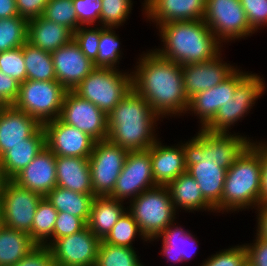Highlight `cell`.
Returning <instances> with one entry per match:
<instances>
[{
    "label": "cell",
    "instance_id": "681fc988",
    "mask_svg": "<svg viewBox=\"0 0 267 266\" xmlns=\"http://www.w3.org/2000/svg\"><path fill=\"white\" fill-rule=\"evenodd\" d=\"M49 0H16L18 15L26 20L38 18L43 15Z\"/></svg>",
    "mask_w": 267,
    "mask_h": 266
},
{
    "label": "cell",
    "instance_id": "6da1fadb",
    "mask_svg": "<svg viewBox=\"0 0 267 266\" xmlns=\"http://www.w3.org/2000/svg\"><path fill=\"white\" fill-rule=\"evenodd\" d=\"M238 134L200 129L183 143L187 172L214 208L221 202L227 170L253 140Z\"/></svg>",
    "mask_w": 267,
    "mask_h": 266
},
{
    "label": "cell",
    "instance_id": "8d00e7d4",
    "mask_svg": "<svg viewBox=\"0 0 267 266\" xmlns=\"http://www.w3.org/2000/svg\"><path fill=\"white\" fill-rule=\"evenodd\" d=\"M27 33L28 20L20 16L0 19V52L22 47Z\"/></svg>",
    "mask_w": 267,
    "mask_h": 266
},
{
    "label": "cell",
    "instance_id": "f907efd6",
    "mask_svg": "<svg viewBox=\"0 0 267 266\" xmlns=\"http://www.w3.org/2000/svg\"><path fill=\"white\" fill-rule=\"evenodd\" d=\"M253 141L251 140L250 145L260 154L262 166L260 205H267V141Z\"/></svg>",
    "mask_w": 267,
    "mask_h": 266
},
{
    "label": "cell",
    "instance_id": "30bf717a",
    "mask_svg": "<svg viewBox=\"0 0 267 266\" xmlns=\"http://www.w3.org/2000/svg\"><path fill=\"white\" fill-rule=\"evenodd\" d=\"M203 20L222 44L255 33L239 0H206Z\"/></svg>",
    "mask_w": 267,
    "mask_h": 266
},
{
    "label": "cell",
    "instance_id": "603a6c76",
    "mask_svg": "<svg viewBox=\"0 0 267 266\" xmlns=\"http://www.w3.org/2000/svg\"><path fill=\"white\" fill-rule=\"evenodd\" d=\"M152 161L154 182L167 186L172 180L187 171L185 166L183 142L175 146L163 145L159 139L148 149Z\"/></svg>",
    "mask_w": 267,
    "mask_h": 266
},
{
    "label": "cell",
    "instance_id": "7dc6e473",
    "mask_svg": "<svg viewBox=\"0 0 267 266\" xmlns=\"http://www.w3.org/2000/svg\"><path fill=\"white\" fill-rule=\"evenodd\" d=\"M20 83L0 71V103L2 106H12L19 93Z\"/></svg>",
    "mask_w": 267,
    "mask_h": 266
},
{
    "label": "cell",
    "instance_id": "f35d334b",
    "mask_svg": "<svg viewBox=\"0 0 267 266\" xmlns=\"http://www.w3.org/2000/svg\"><path fill=\"white\" fill-rule=\"evenodd\" d=\"M132 0H102L100 26L118 28L131 14Z\"/></svg>",
    "mask_w": 267,
    "mask_h": 266
},
{
    "label": "cell",
    "instance_id": "b9f144b4",
    "mask_svg": "<svg viewBox=\"0 0 267 266\" xmlns=\"http://www.w3.org/2000/svg\"><path fill=\"white\" fill-rule=\"evenodd\" d=\"M95 25L96 27L91 25L90 27L80 26L73 33L74 41L77 43L83 54L92 62L97 59L100 39V26L98 24Z\"/></svg>",
    "mask_w": 267,
    "mask_h": 266
},
{
    "label": "cell",
    "instance_id": "9f6ffc18",
    "mask_svg": "<svg viewBox=\"0 0 267 266\" xmlns=\"http://www.w3.org/2000/svg\"><path fill=\"white\" fill-rule=\"evenodd\" d=\"M0 218H2V195L0 193Z\"/></svg>",
    "mask_w": 267,
    "mask_h": 266
},
{
    "label": "cell",
    "instance_id": "e0dca14e",
    "mask_svg": "<svg viewBox=\"0 0 267 266\" xmlns=\"http://www.w3.org/2000/svg\"><path fill=\"white\" fill-rule=\"evenodd\" d=\"M237 68L227 79L211 89L201 91L189 99L186 113L196 115L200 129H204L215 117L219 108L233 98L237 84L248 74Z\"/></svg>",
    "mask_w": 267,
    "mask_h": 266
},
{
    "label": "cell",
    "instance_id": "ab89813d",
    "mask_svg": "<svg viewBox=\"0 0 267 266\" xmlns=\"http://www.w3.org/2000/svg\"><path fill=\"white\" fill-rule=\"evenodd\" d=\"M0 71L20 84L27 80L23 46L0 52Z\"/></svg>",
    "mask_w": 267,
    "mask_h": 266
},
{
    "label": "cell",
    "instance_id": "ee69618b",
    "mask_svg": "<svg viewBox=\"0 0 267 266\" xmlns=\"http://www.w3.org/2000/svg\"><path fill=\"white\" fill-rule=\"evenodd\" d=\"M254 32L267 27V0H239Z\"/></svg>",
    "mask_w": 267,
    "mask_h": 266
},
{
    "label": "cell",
    "instance_id": "7a4b0ae2",
    "mask_svg": "<svg viewBox=\"0 0 267 266\" xmlns=\"http://www.w3.org/2000/svg\"><path fill=\"white\" fill-rule=\"evenodd\" d=\"M137 60L138 65L131 72L133 90L145 98L161 119L184 116L189 99L184 91L182 66L152 49Z\"/></svg>",
    "mask_w": 267,
    "mask_h": 266
},
{
    "label": "cell",
    "instance_id": "d6a6232c",
    "mask_svg": "<svg viewBox=\"0 0 267 266\" xmlns=\"http://www.w3.org/2000/svg\"><path fill=\"white\" fill-rule=\"evenodd\" d=\"M58 211L43 197L36 209L30 238L36 245L49 247L53 243V230Z\"/></svg>",
    "mask_w": 267,
    "mask_h": 266
},
{
    "label": "cell",
    "instance_id": "44dd1931",
    "mask_svg": "<svg viewBox=\"0 0 267 266\" xmlns=\"http://www.w3.org/2000/svg\"><path fill=\"white\" fill-rule=\"evenodd\" d=\"M12 181L45 197L57 186L56 155L46 146Z\"/></svg>",
    "mask_w": 267,
    "mask_h": 266
},
{
    "label": "cell",
    "instance_id": "cb8c5ba5",
    "mask_svg": "<svg viewBox=\"0 0 267 266\" xmlns=\"http://www.w3.org/2000/svg\"><path fill=\"white\" fill-rule=\"evenodd\" d=\"M175 224V225H174ZM177 222L170 224L158 237L152 238L149 242L162 238V249L160 254L167 262L182 263L189 261L193 254H197V237L191 231L184 230V227L177 225ZM191 252V253H190Z\"/></svg>",
    "mask_w": 267,
    "mask_h": 266
},
{
    "label": "cell",
    "instance_id": "db71d44e",
    "mask_svg": "<svg viewBox=\"0 0 267 266\" xmlns=\"http://www.w3.org/2000/svg\"><path fill=\"white\" fill-rule=\"evenodd\" d=\"M7 179L4 176L3 170H2V166L0 164V193L2 192V189L6 183Z\"/></svg>",
    "mask_w": 267,
    "mask_h": 266
},
{
    "label": "cell",
    "instance_id": "f1b7e54d",
    "mask_svg": "<svg viewBox=\"0 0 267 266\" xmlns=\"http://www.w3.org/2000/svg\"><path fill=\"white\" fill-rule=\"evenodd\" d=\"M122 201L109 196L94 197L87 227L101 241L110 233L112 227L127 210Z\"/></svg>",
    "mask_w": 267,
    "mask_h": 266
},
{
    "label": "cell",
    "instance_id": "52a82bcc",
    "mask_svg": "<svg viewBox=\"0 0 267 266\" xmlns=\"http://www.w3.org/2000/svg\"><path fill=\"white\" fill-rule=\"evenodd\" d=\"M127 204H129L127 210L138 223L141 233L148 241L158 237L177 219V211L167 186L157 185L150 188Z\"/></svg>",
    "mask_w": 267,
    "mask_h": 266
},
{
    "label": "cell",
    "instance_id": "5b68a950",
    "mask_svg": "<svg viewBox=\"0 0 267 266\" xmlns=\"http://www.w3.org/2000/svg\"><path fill=\"white\" fill-rule=\"evenodd\" d=\"M261 157L249 145L227 170L221 202L215 213L239 212L260 205Z\"/></svg>",
    "mask_w": 267,
    "mask_h": 266
},
{
    "label": "cell",
    "instance_id": "836d02e7",
    "mask_svg": "<svg viewBox=\"0 0 267 266\" xmlns=\"http://www.w3.org/2000/svg\"><path fill=\"white\" fill-rule=\"evenodd\" d=\"M114 29L100 26L98 56L93 62L95 67L114 69L119 67L116 65H119V60L122 59L124 53L120 49L121 42Z\"/></svg>",
    "mask_w": 267,
    "mask_h": 266
},
{
    "label": "cell",
    "instance_id": "484cf974",
    "mask_svg": "<svg viewBox=\"0 0 267 266\" xmlns=\"http://www.w3.org/2000/svg\"><path fill=\"white\" fill-rule=\"evenodd\" d=\"M46 147L43 126L25 143L11 147L0 157V164L7 180H12Z\"/></svg>",
    "mask_w": 267,
    "mask_h": 266
},
{
    "label": "cell",
    "instance_id": "7c38bea8",
    "mask_svg": "<svg viewBox=\"0 0 267 266\" xmlns=\"http://www.w3.org/2000/svg\"><path fill=\"white\" fill-rule=\"evenodd\" d=\"M155 186L157 185L154 182L149 151H129L109 197L125 203L128 199L129 203L139 194Z\"/></svg>",
    "mask_w": 267,
    "mask_h": 266
},
{
    "label": "cell",
    "instance_id": "8fae6325",
    "mask_svg": "<svg viewBox=\"0 0 267 266\" xmlns=\"http://www.w3.org/2000/svg\"><path fill=\"white\" fill-rule=\"evenodd\" d=\"M128 152L108 139L95 142L88 158L95 197H106L112 194Z\"/></svg>",
    "mask_w": 267,
    "mask_h": 266
},
{
    "label": "cell",
    "instance_id": "6f0895ef",
    "mask_svg": "<svg viewBox=\"0 0 267 266\" xmlns=\"http://www.w3.org/2000/svg\"><path fill=\"white\" fill-rule=\"evenodd\" d=\"M3 226L2 218H0V228Z\"/></svg>",
    "mask_w": 267,
    "mask_h": 266
},
{
    "label": "cell",
    "instance_id": "277c9868",
    "mask_svg": "<svg viewBox=\"0 0 267 266\" xmlns=\"http://www.w3.org/2000/svg\"><path fill=\"white\" fill-rule=\"evenodd\" d=\"M156 28L163 46L154 51L181 66L211 60L222 52L223 44L204 20L173 21Z\"/></svg>",
    "mask_w": 267,
    "mask_h": 266
},
{
    "label": "cell",
    "instance_id": "83f0119b",
    "mask_svg": "<svg viewBox=\"0 0 267 266\" xmlns=\"http://www.w3.org/2000/svg\"><path fill=\"white\" fill-rule=\"evenodd\" d=\"M71 39L73 33L68 28L43 16L28 21L27 42L44 51L51 53Z\"/></svg>",
    "mask_w": 267,
    "mask_h": 266
},
{
    "label": "cell",
    "instance_id": "f5cc1de1",
    "mask_svg": "<svg viewBox=\"0 0 267 266\" xmlns=\"http://www.w3.org/2000/svg\"><path fill=\"white\" fill-rule=\"evenodd\" d=\"M19 16L16 0H0V19Z\"/></svg>",
    "mask_w": 267,
    "mask_h": 266
},
{
    "label": "cell",
    "instance_id": "1f68e13d",
    "mask_svg": "<svg viewBox=\"0 0 267 266\" xmlns=\"http://www.w3.org/2000/svg\"><path fill=\"white\" fill-rule=\"evenodd\" d=\"M23 56L27 79L37 81H56L52 55L39 47L26 42L23 45Z\"/></svg>",
    "mask_w": 267,
    "mask_h": 266
},
{
    "label": "cell",
    "instance_id": "d4e9b609",
    "mask_svg": "<svg viewBox=\"0 0 267 266\" xmlns=\"http://www.w3.org/2000/svg\"><path fill=\"white\" fill-rule=\"evenodd\" d=\"M57 186L82 194H93L88 158L56 156Z\"/></svg>",
    "mask_w": 267,
    "mask_h": 266
},
{
    "label": "cell",
    "instance_id": "9c48e42d",
    "mask_svg": "<svg viewBox=\"0 0 267 266\" xmlns=\"http://www.w3.org/2000/svg\"><path fill=\"white\" fill-rule=\"evenodd\" d=\"M261 77L249 72L237 84L233 98L219 108L213 120L204 129L210 132L229 133L231 126H235L234 124L246 117L256 101L266 93L267 85Z\"/></svg>",
    "mask_w": 267,
    "mask_h": 266
},
{
    "label": "cell",
    "instance_id": "d590c367",
    "mask_svg": "<svg viewBox=\"0 0 267 266\" xmlns=\"http://www.w3.org/2000/svg\"><path fill=\"white\" fill-rule=\"evenodd\" d=\"M136 253L134 248L114 246L102 240L95 266H144Z\"/></svg>",
    "mask_w": 267,
    "mask_h": 266
},
{
    "label": "cell",
    "instance_id": "8992f818",
    "mask_svg": "<svg viewBox=\"0 0 267 266\" xmlns=\"http://www.w3.org/2000/svg\"><path fill=\"white\" fill-rule=\"evenodd\" d=\"M132 89L131 70L96 67L73 92L108 115Z\"/></svg>",
    "mask_w": 267,
    "mask_h": 266
},
{
    "label": "cell",
    "instance_id": "4316f807",
    "mask_svg": "<svg viewBox=\"0 0 267 266\" xmlns=\"http://www.w3.org/2000/svg\"><path fill=\"white\" fill-rule=\"evenodd\" d=\"M167 188L177 212L181 208L193 213L199 210L215 213L214 207L203 197L199 184L187 171L172 180Z\"/></svg>",
    "mask_w": 267,
    "mask_h": 266
},
{
    "label": "cell",
    "instance_id": "60d3db41",
    "mask_svg": "<svg viewBox=\"0 0 267 266\" xmlns=\"http://www.w3.org/2000/svg\"><path fill=\"white\" fill-rule=\"evenodd\" d=\"M200 266H247V251L244 244L230 246L212 254Z\"/></svg>",
    "mask_w": 267,
    "mask_h": 266
},
{
    "label": "cell",
    "instance_id": "e575fe53",
    "mask_svg": "<svg viewBox=\"0 0 267 266\" xmlns=\"http://www.w3.org/2000/svg\"><path fill=\"white\" fill-rule=\"evenodd\" d=\"M137 236L144 240L143 242H149L141 233L138 223L131 213L126 210L103 241L110 245L135 249L132 245Z\"/></svg>",
    "mask_w": 267,
    "mask_h": 266
},
{
    "label": "cell",
    "instance_id": "5bb4252c",
    "mask_svg": "<svg viewBox=\"0 0 267 266\" xmlns=\"http://www.w3.org/2000/svg\"><path fill=\"white\" fill-rule=\"evenodd\" d=\"M59 118L64 123L87 133L95 141L108 137L107 115L73 91H67Z\"/></svg>",
    "mask_w": 267,
    "mask_h": 266
},
{
    "label": "cell",
    "instance_id": "4fadbf2b",
    "mask_svg": "<svg viewBox=\"0 0 267 266\" xmlns=\"http://www.w3.org/2000/svg\"><path fill=\"white\" fill-rule=\"evenodd\" d=\"M1 195L3 225L30 235L35 212L43 196L18 186L12 180L6 181Z\"/></svg>",
    "mask_w": 267,
    "mask_h": 266
},
{
    "label": "cell",
    "instance_id": "f6af8a7d",
    "mask_svg": "<svg viewBox=\"0 0 267 266\" xmlns=\"http://www.w3.org/2000/svg\"><path fill=\"white\" fill-rule=\"evenodd\" d=\"M87 223L74 215L58 212L53 230V242L56 239L72 235L83 230Z\"/></svg>",
    "mask_w": 267,
    "mask_h": 266
},
{
    "label": "cell",
    "instance_id": "74e56055",
    "mask_svg": "<svg viewBox=\"0 0 267 266\" xmlns=\"http://www.w3.org/2000/svg\"><path fill=\"white\" fill-rule=\"evenodd\" d=\"M74 33L80 26L73 6V0H49L42 15Z\"/></svg>",
    "mask_w": 267,
    "mask_h": 266
},
{
    "label": "cell",
    "instance_id": "2e32d148",
    "mask_svg": "<svg viewBox=\"0 0 267 266\" xmlns=\"http://www.w3.org/2000/svg\"><path fill=\"white\" fill-rule=\"evenodd\" d=\"M46 146L56 156L89 158L95 140L60 118L43 124Z\"/></svg>",
    "mask_w": 267,
    "mask_h": 266
},
{
    "label": "cell",
    "instance_id": "816d5d0a",
    "mask_svg": "<svg viewBox=\"0 0 267 266\" xmlns=\"http://www.w3.org/2000/svg\"><path fill=\"white\" fill-rule=\"evenodd\" d=\"M257 214L256 236L267 241V205H259L255 208Z\"/></svg>",
    "mask_w": 267,
    "mask_h": 266
},
{
    "label": "cell",
    "instance_id": "d6986e66",
    "mask_svg": "<svg viewBox=\"0 0 267 266\" xmlns=\"http://www.w3.org/2000/svg\"><path fill=\"white\" fill-rule=\"evenodd\" d=\"M222 58L221 52L211 60L182 65L184 91L188 99L220 84L238 68Z\"/></svg>",
    "mask_w": 267,
    "mask_h": 266
},
{
    "label": "cell",
    "instance_id": "9a60e30c",
    "mask_svg": "<svg viewBox=\"0 0 267 266\" xmlns=\"http://www.w3.org/2000/svg\"><path fill=\"white\" fill-rule=\"evenodd\" d=\"M100 242L86 226L77 233L56 239L49 248L52 258L62 266H95Z\"/></svg>",
    "mask_w": 267,
    "mask_h": 266
},
{
    "label": "cell",
    "instance_id": "ac0fdd59",
    "mask_svg": "<svg viewBox=\"0 0 267 266\" xmlns=\"http://www.w3.org/2000/svg\"><path fill=\"white\" fill-rule=\"evenodd\" d=\"M56 81L73 91L96 67L74 39L51 52Z\"/></svg>",
    "mask_w": 267,
    "mask_h": 266
},
{
    "label": "cell",
    "instance_id": "f546056e",
    "mask_svg": "<svg viewBox=\"0 0 267 266\" xmlns=\"http://www.w3.org/2000/svg\"><path fill=\"white\" fill-rule=\"evenodd\" d=\"M45 197L58 212L82 218L87 223L95 196L56 186Z\"/></svg>",
    "mask_w": 267,
    "mask_h": 266
},
{
    "label": "cell",
    "instance_id": "4dcf8cb0",
    "mask_svg": "<svg viewBox=\"0 0 267 266\" xmlns=\"http://www.w3.org/2000/svg\"><path fill=\"white\" fill-rule=\"evenodd\" d=\"M35 246L29 234L3 225L0 228V266L16 264Z\"/></svg>",
    "mask_w": 267,
    "mask_h": 266
},
{
    "label": "cell",
    "instance_id": "bcb514c9",
    "mask_svg": "<svg viewBox=\"0 0 267 266\" xmlns=\"http://www.w3.org/2000/svg\"><path fill=\"white\" fill-rule=\"evenodd\" d=\"M248 266H267V241L257 237L252 243H244Z\"/></svg>",
    "mask_w": 267,
    "mask_h": 266
},
{
    "label": "cell",
    "instance_id": "7bdbcfd3",
    "mask_svg": "<svg viewBox=\"0 0 267 266\" xmlns=\"http://www.w3.org/2000/svg\"><path fill=\"white\" fill-rule=\"evenodd\" d=\"M73 6L78 18L79 26L100 25L102 0H73Z\"/></svg>",
    "mask_w": 267,
    "mask_h": 266
},
{
    "label": "cell",
    "instance_id": "11a10c76",
    "mask_svg": "<svg viewBox=\"0 0 267 266\" xmlns=\"http://www.w3.org/2000/svg\"><path fill=\"white\" fill-rule=\"evenodd\" d=\"M45 266H62V265L52 258Z\"/></svg>",
    "mask_w": 267,
    "mask_h": 266
},
{
    "label": "cell",
    "instance_id": "7402d4cb",
    "mask_svg": "<svg viewBox=\"0 0 267 266\" xmlns=\"http://www.w3.org/2000/svg\"><path fill=\"white\" fill-rule=\"evenodd\" d=\"M43 125L30 115L3 106L0 110V157L13 146L25 143V139L33 136Z\"/></svg>",
    "mask_w": 267,
    "mask_h": 266
},
{
    "label": "cell",
    "instance_id": "c3c4849f",
    "mask_svg": "<svg viewBox=\"0 0 267 266\" xmlns=\"http://www.w3.org/2000/svg\"><path fill=\"white\" fill-rule=\"evenodd\" d=\"M52 259L50 248L46 245H36L20 261L12 266H45Z\"/></svg>",
    "mask_w": 267,
    "mask_h": 266
},
{
    "label": "cell",
    "instance_id": "ba28073f",
    "mask_svg": "<svg viewBox=\"0 0 267 266\" xmlns=\"http://www.w3.org/2000/svg\"><path fill=\"white\" fill-rule=\"evenodd\" d=\"M67 90L57 81L27 79L20 84L15 109L37 119L42 125L60 117Z\"/></svg>",
    "mask_w": 267,
    "mask_h": 266
},
{
    "label": "cell",
    "instance_id": "ffe728a7",
    "mask_svg": "<svg viewBox=\"0 0 267 266\" xmlns=\"http://www.w3.org/2000/svg\"><path fill=\"white\" fill-rule=\"evenodd\" d=\"M144 2V3H143ZM144 17L156 27L173 21L203 20L206 0H144Z\"/></svg>",
    "mask_w": 267,
    "mask_h": 266
},
{
    "label": "cell",
    "instance_id": "3957f363",
    "mask_svg": "<svg viewBox=\"0 0 267 266\" xmlns=\"http://www.w3.org/2000/svg\"><path fill=\"white\" fill-rule=\"evenodd\" d=\"M163 121L133 89L107 115V139L127 151L148 150L157 140V121Z\"/></svg>",
    "mask_w": 267,
    "mask_h": 266
}]
</instances>
